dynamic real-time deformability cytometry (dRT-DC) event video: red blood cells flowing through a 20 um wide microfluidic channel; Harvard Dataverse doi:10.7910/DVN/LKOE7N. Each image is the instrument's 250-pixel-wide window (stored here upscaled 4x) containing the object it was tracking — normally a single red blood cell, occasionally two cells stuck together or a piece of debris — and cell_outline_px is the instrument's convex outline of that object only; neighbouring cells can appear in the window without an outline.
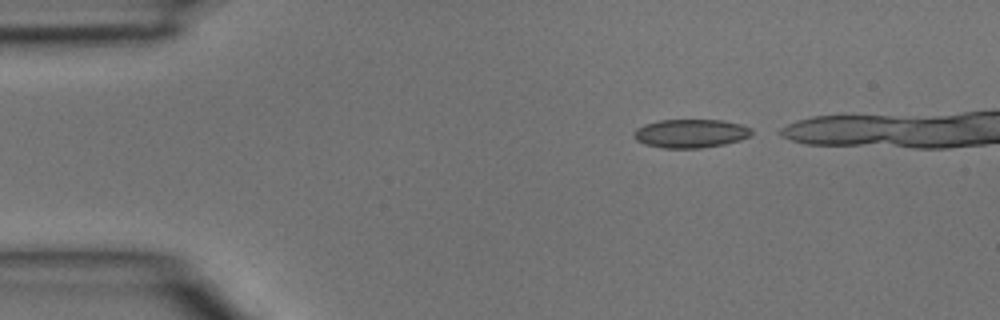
{"species": "common noctule bat (a hibernating species)", "species_latin": "Nyctalus noctula", "temperature_condition": "room temperature", "stored_images_in_passage": 4, "camera_frame_rate_fps": 3000, "um_per_image_px": 0.085, "animal": {"sex": "male", "body_mass_g": 15.6}, "frame": {"image": 1, "passage_image": 1, "time_ms": 0.0, "image_size_px": [1000, 320], "cell_outline_px": [[752, 136], [740, 140], [724, 144], [700, 148], [664, 148], [644, 144], [636, 140], [632, 136], [632, 132], [636, 128], [644, 124], [660, 120], [724, 120], [740, 124], [752, 128]], "centroid_in_image_um": [58.69, 11.34], "position_along_channel_um": 26.3, "area_um2": 19.83}}
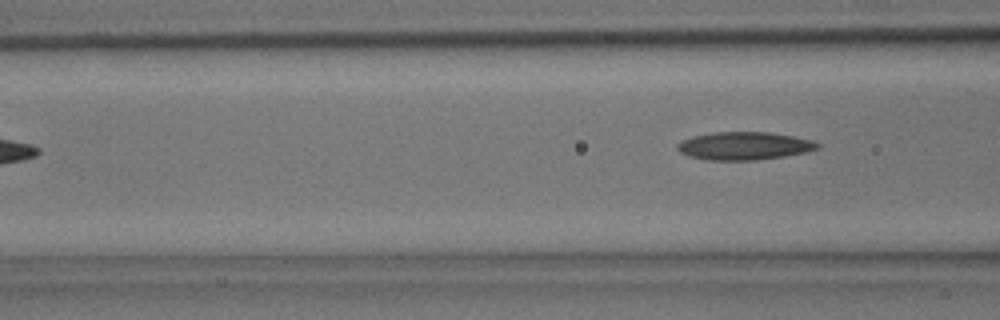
{"frame": {"image": 2, "passage_image": 4, "time_ms": 1.0, "image_size_px": [1000, 320], "cell_outline_px": [[820, 148], [804, 152], [784, 156], [756, 160], [704, 160], [688, 156], [680, 152], [676, 148], [676, 144], [692, 136], [712, 132], [768, 132], [792, 136], [812, 140], [820, 144]], "centroid_in_image_um": [63.22, 12.4], "position_along_channel_um": 103.4, "area_um2": 22.83}}